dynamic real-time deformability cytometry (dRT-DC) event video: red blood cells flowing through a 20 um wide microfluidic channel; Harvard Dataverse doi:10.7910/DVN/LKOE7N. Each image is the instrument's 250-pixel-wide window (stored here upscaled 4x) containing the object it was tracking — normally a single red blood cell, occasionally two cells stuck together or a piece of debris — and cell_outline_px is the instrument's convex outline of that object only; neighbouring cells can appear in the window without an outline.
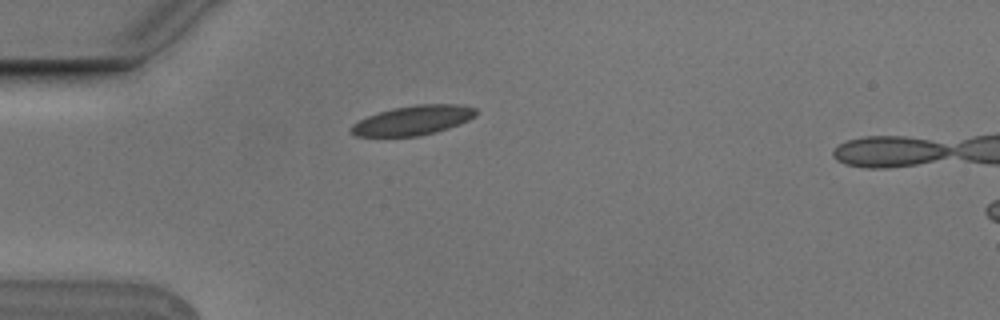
{"species": "Egyptian fruit bat (a non-hibernating species)", "species_latin": "Rousettus aegyptiacus", "temperature_condition": "cold", "stored_images_in_passage": 1, "camera_frame_rate_fps": 3000, "um_per_image_px": 0.085, "animal": {"sex": "male"}, "frame": {"image": 1, "passage_image": 1, "time_ms": 0.0, "image_size_px": [1000, 320], "cell_outline_px": [[476, 116], [460, 124], [436, 132], [420, 136], [356, 136], [348, 128], [352, 124], [368, 116], [392, 108], [416, 104], [460, 104], [476, 108]], "centroid_in_image_um": [35.13, 10.22], "position_along_channel_um": 49.9, "area_um2": 21.44}}